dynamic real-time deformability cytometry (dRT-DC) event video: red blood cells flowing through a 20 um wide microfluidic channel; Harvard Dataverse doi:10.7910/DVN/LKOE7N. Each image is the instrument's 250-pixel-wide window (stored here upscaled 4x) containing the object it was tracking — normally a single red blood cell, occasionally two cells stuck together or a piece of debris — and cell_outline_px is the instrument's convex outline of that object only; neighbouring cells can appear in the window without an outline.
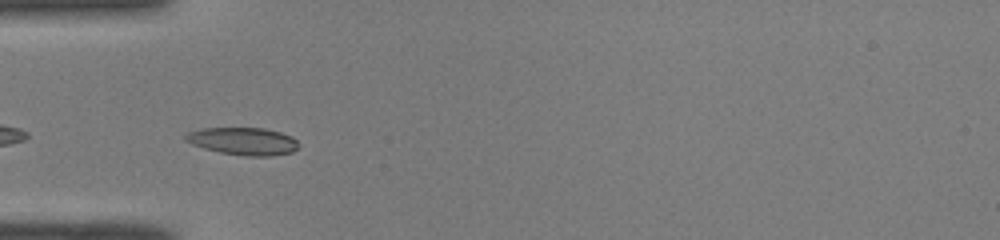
{"species": "common noctule bat (a hibernating species)", "species_latin": "Nyctalus noctula", "temperature_condition": "room temperature", "stored_images_in_passage": 5, "camera_frame_rate_fps": 3000, "um_per_image_px": 0.085, "animal": {"sex": "male", "body_mass_g": 19.0, "forearm_length_mm": 50.8}, "frame": {"image": 1, "passage_image": 2, "time_ms": 0.333, "image_size_px": [1000, 240], "cell_outline_px": [[300, 144], [292, 152], [272, 156], [244, 156], [220, 152], [204, 148], [192, 144], [184, 140], [184, 136], [188, 132], [200, 128], [264, 128], [280, 132], [292, 136]], "centroid_in_image_um": [20.67, 12.0], "position_along_channel_um": 64.3, "area_um2": 18.21}}